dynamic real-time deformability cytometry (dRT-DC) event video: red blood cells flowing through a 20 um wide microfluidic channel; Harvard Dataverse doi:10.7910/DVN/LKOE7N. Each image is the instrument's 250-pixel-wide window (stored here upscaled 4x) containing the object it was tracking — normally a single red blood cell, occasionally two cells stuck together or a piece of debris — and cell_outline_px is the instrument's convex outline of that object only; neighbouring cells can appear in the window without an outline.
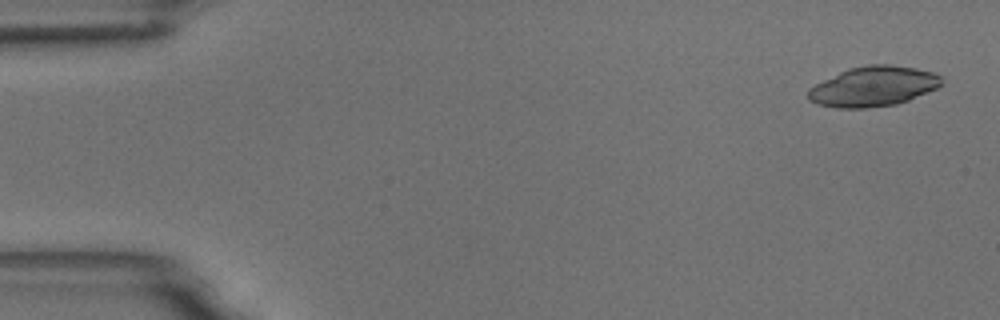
{"species": "common noctule bat (a hibernating species)", "species_latin": "Nyctalus noctula", "temperature_condition": "room temperature", "stored_images_in_passage": 8, "camera_frame_rate_fps": 3000, "um_per_image_px": 0.085, "animal": {"sex": "male", "body_mass_g": 18.8}, "frame": {"image": 1, "passage_image": 1, "time_ms": 0.0, "image_size_px": [1000, 320], "cell_outline_px": [[944, 84], [936, 88], [908, 100], [896, 104], [864, 108], [836, 108], [816, 104], [808, 100], [808, 88], [848, 68], [868, 64], [888, 64], [916, 68], [932, 72], [940, 76], [944, 80]], "centroid_in_image_um": [74.22, 7.34], "position_along_channel_um": 10.8, "area_um2": 31.1}}